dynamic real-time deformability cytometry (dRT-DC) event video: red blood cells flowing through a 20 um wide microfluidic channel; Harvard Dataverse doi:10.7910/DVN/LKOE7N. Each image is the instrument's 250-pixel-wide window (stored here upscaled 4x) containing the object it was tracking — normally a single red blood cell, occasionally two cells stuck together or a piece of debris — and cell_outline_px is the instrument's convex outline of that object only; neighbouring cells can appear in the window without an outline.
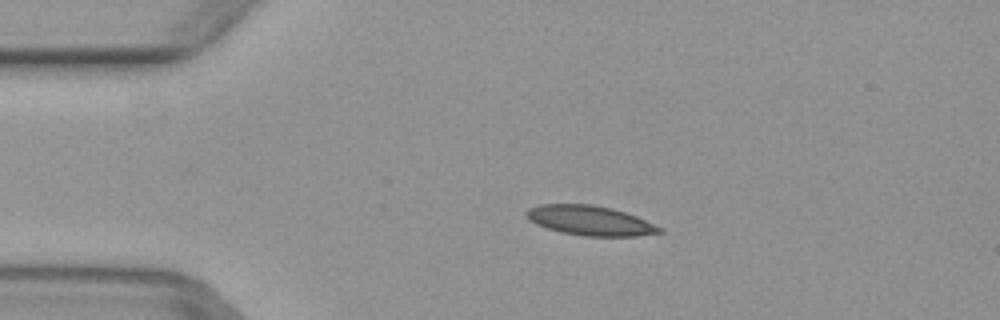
{"species": "common noctule bat (a hibernating species)", "species_latin": "Nyctalus noctula", "temperature_condition": "warm", "stored_images_in_passage": 49, "camera_frame_rate_fps": 3000, "um_per_image_px": 0.085, "animal": {"sex": "female", "body_mass_g": 29.2, "forearm_length_mm": 56.3}, "frame": {"image": 1, "passage_image": 10, "time_ms": 3.0, "image_size_px": [1000, 320], "cell_outline_px": [[664, 232], [636, 236], [584, 236], [560, 232], [536, 224], [528, 220], [524, 216], [524, 212], [528, 208], [540, 204], [592, 204], [612, 208], [636, 216], [664, 228]], "centroid_in_image_um": [50.13, 18.74], "position_along_channel_um": 34.9, "area_um2": 23.24}}
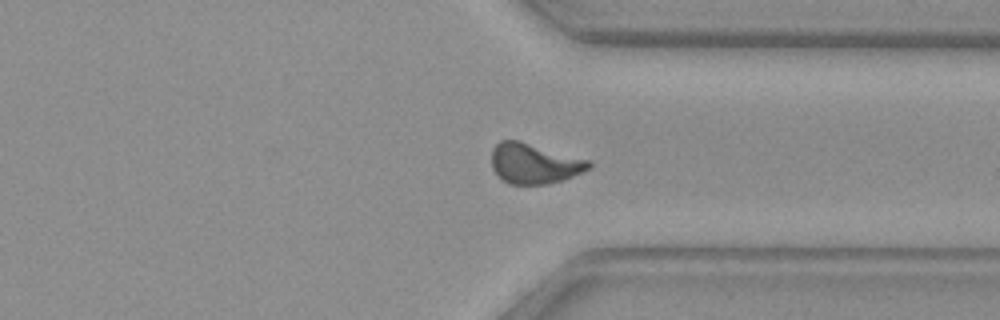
{"frame": {"image": 2, "passage_image": 37, "time_ms": 12.0, "image_size_px": [1000, 320], "cell_outline_px": [[592, 168], [564, 180], [548, 184], [508, 184], [492, 168], [492, 148], [500, 140], [520, 140], [592, 160]], "centroid_in_image_um": [45.46, 13.88], "position_along_channel_um": 365.9, "area_um2": 23.18}}
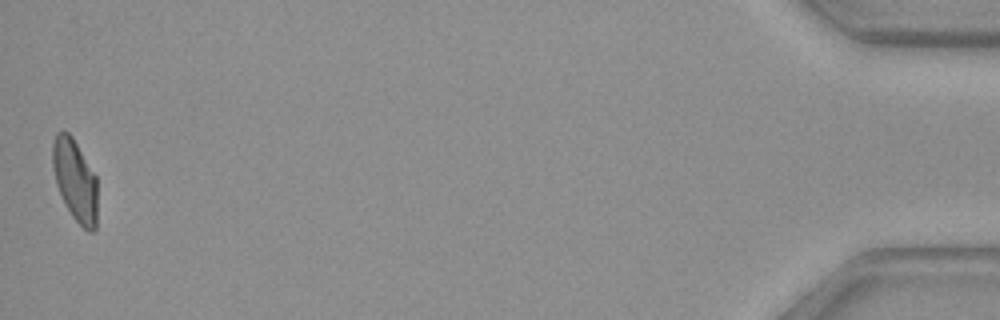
{"frame": {"image": 3, "passage_image": 49, "time_ms": 16.0, "image_size_px": [1000, 320], "cell_outline_px": [[96, 228], [92, 232], [88, 232], [72, 216], [56, 184], [52, 168], [52, 144], [56, 132], [68, 132], [72, 136], [96, 176]], "centroid_in_image_um": [6.36, 15.3], "position_along_channel_um": 428.8, "area_um2": 21.1}}